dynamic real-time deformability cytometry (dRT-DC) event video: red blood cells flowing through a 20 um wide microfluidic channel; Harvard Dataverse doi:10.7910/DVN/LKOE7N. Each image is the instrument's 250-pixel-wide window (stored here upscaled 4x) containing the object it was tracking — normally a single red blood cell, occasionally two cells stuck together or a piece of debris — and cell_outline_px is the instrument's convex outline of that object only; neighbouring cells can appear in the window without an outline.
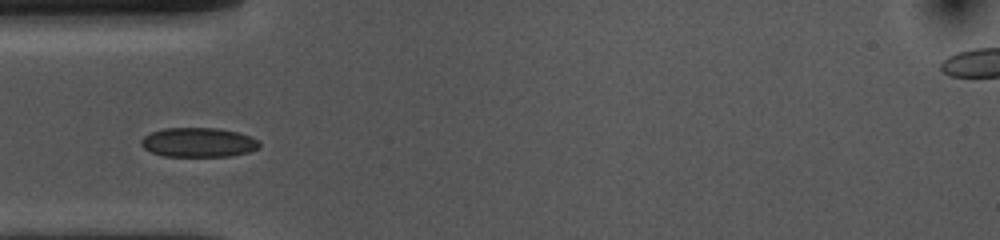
{"species": "common noctule bat (a hibernating species)", "species_latin": "Nyctalus noctula", "temperature_condition": "cold", "stored_images_in_passage": 39, "camera_frame_rate_fps": 3000, "um_per_image_px": 0.085, "animal": {"sex": "female", "body_mass_g": 10.0, "forearm_length_mm": 53.1}, "frame": {"image": 1, "passage_image": 1, "time_ms": 0.0, "image_size_px": [1000, 240], "cell_outline_px": [[260, 148], [248, 152], [232, 156], [164, 156], [152, 152], [144, 148], [140, 144], [140, 140], [144, 136], [152, 132], [164, 128], [216, 128], [240, 132], [252, 136], [260, 140]], "centroid_in_image_um": [16.91, 12.1], "position_along_channel_um": 68.1, "area_um2": 20.46}}
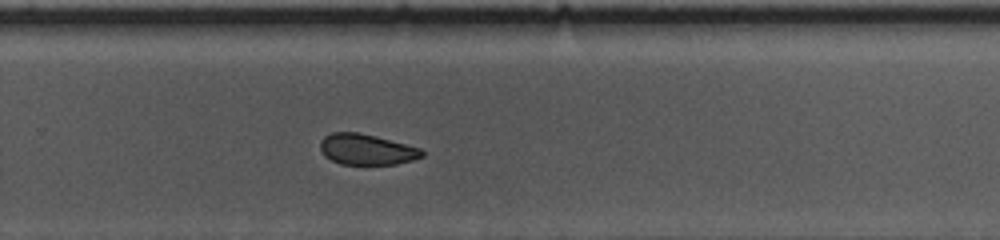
{"frame": {"image": 2, "passage_image": 20, "time_ms": 6.333, "image_size_px": [1000, 240], "cell_outline_px": [[424, 156], [412, 160], [396, 164], [340, 164], [324, 156], [320, 148], [320, 140], [324, 136], [332, 132], [360, 132], [376, 136], [420, 148], [424, 152]], "centroid_in_image_um": [31.14, 12.69], "position_along_channel_um": 298.7, "area_um2": 18.26}}
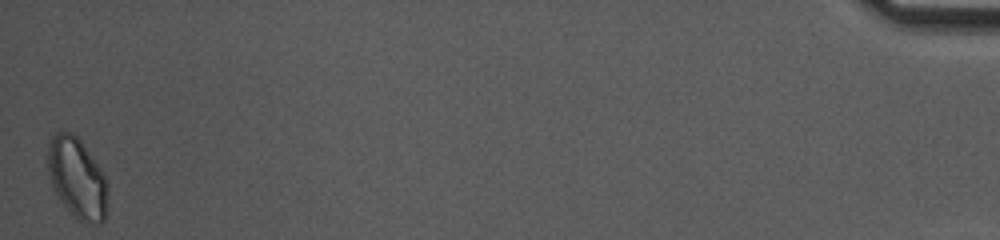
{"frame": {"image": 3, "passage_image": 39, "time_ms": 12.667, "image_size_px": [1000, 240], "cell_outline_px": [[108, 188], [104, 220], [100, 224], [96, 224], [80, 220], [64, 204], [56, 192], [52, 184], [48, 172], [44, 156], [52, 136], [56, 132], [72, 132], [80, 140], [100, 168], [108, 184]], "centroid_in_image_um": [6.53, 15.09], "position_along_channel_um": 428.7, "area_um2": 27.86}}